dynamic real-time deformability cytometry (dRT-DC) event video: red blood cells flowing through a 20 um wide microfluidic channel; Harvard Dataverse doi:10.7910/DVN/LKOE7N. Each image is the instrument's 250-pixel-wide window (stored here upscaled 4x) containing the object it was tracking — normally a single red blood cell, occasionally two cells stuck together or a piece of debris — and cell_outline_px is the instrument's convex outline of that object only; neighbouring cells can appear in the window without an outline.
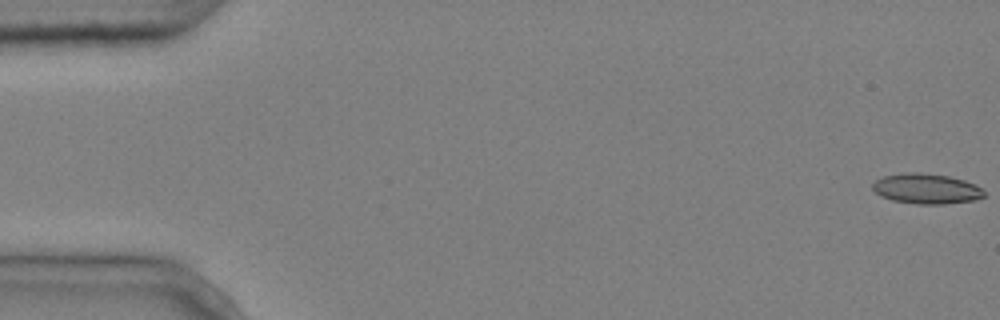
{"species": "common noctule bat (a hibernating species)", "species_latin": "Nyctalus noctula", "temperature_condition": "cold", "stored_images_in_passage": 6, "camera_frame_rate_fps": 3000, "um_per_image_px": 0.085, "animal": {"sex": "male", "body_mass_g": 20.4}, "frame": {"image": 1, "passage_image": 1, "time_ms": 0.0, "image_size_px": [1000, 320], "cell_outline_px": [[984, 196], [976, 200], [944, 204], [916, 204], [892, 200], [880, 196], [872, 188], [872, 184], [876, 180], [884, 176], [908, 172], [920, 172], [948, 176], [964, 180], [984, 188]], "centroid_in_image_um": [78.76, 16.04], "position_along_channel_um": 6.2, "area_um2": 19.71}}
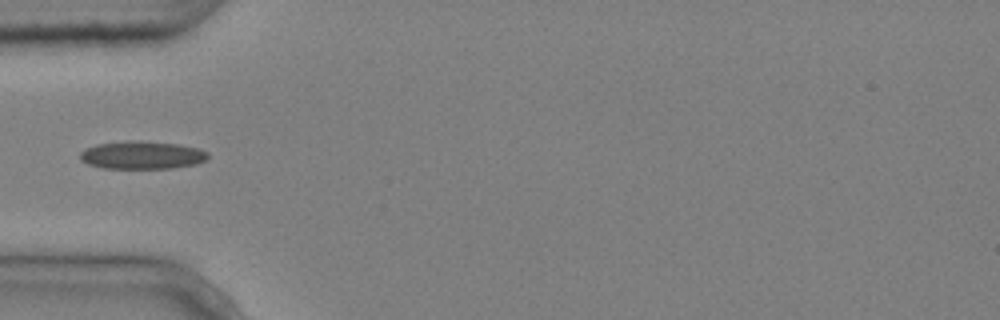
{"frame": {"image": 2, "passage_image": 6, "time_ms": 1.667, "image_size_px": [1000, 320], "cell_outline_px": [[208, 156], [204, 160], [196, 164], [172, 168], [104, 168], [88, 164], [80, 160], [80, 152], [84, 148], [96, 144], [128, 140], [140, 140], [176, 144], [200, 148], [208, 152]], "centroid_in_image_um": [12.04, 13.17], "position_along_channel_um": 73.0, "area_um2": 20.92}}